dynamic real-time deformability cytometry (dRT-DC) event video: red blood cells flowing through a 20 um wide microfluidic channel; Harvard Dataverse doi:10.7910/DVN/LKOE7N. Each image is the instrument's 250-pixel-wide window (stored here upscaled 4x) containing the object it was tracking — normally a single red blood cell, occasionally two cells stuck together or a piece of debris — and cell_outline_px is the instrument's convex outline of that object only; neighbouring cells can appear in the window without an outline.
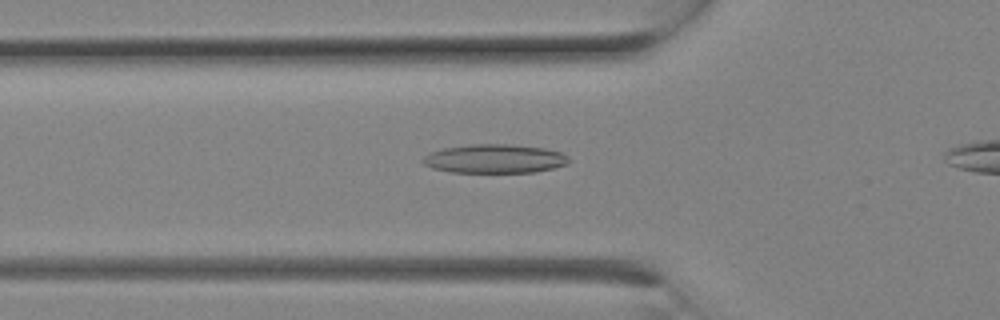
{"species": "Egyptian fruit bat (a non-hibernating species)", "species_latin": "Rousettus aegyptiacus", "temperature_condition": "room temperature", "stored_images_in_passage": 5, "segment_of_instrument_passage": [1, 2], "camera_frame_rate_fps": 3000, "um_per_image_px": 0.085, "animal": {"sex": "female"}, "frame": {"image": 1, "passage_image": 2, "time_ms": 0.333, "image_size_px": [1000, 320], "cell_outline_px": [[572, 160], [568, 164], [536, 172], [452, 172], [432, 168], [424, 164], [420, 160], [424, 156], [432, 152], [444, 148], [472, 144], [508, 144], [544, 148], [560, 152], [568, 156]], "centroid_in_image_um": [42.07, 13.49], "position_along_channel_um": 83.7, "area_um2": 24.51}}
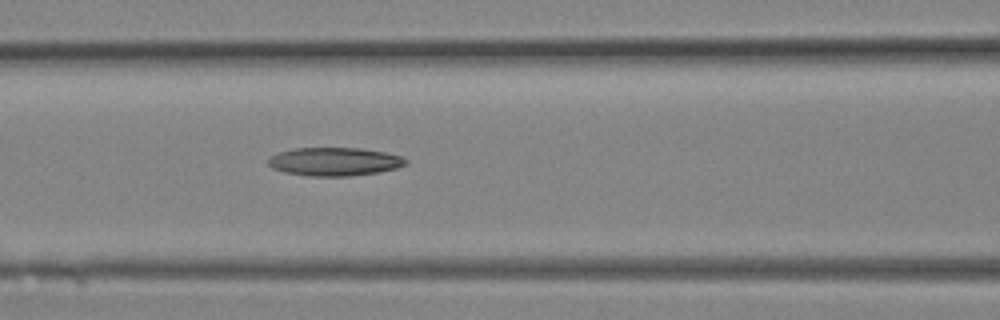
{"frame": {"image": 2, "passage_image": 4, "time_ms": 1.0, "image_size_px": [1000, 320], "cell_outline_px": [[408, 164], [396, 168], [380, 172], [352, 176], [308, 176], [284, 172], [272, 168], [268, 164], [268, 160], [272, 156], [280, 152], [296, 148], [360, 148], [384, 152], [404, 156], [408, 160]], "centroid_in_image_um": [28.48, 13.74], "position_along_channel_um": 138.1, "area_um2": 22.83}}